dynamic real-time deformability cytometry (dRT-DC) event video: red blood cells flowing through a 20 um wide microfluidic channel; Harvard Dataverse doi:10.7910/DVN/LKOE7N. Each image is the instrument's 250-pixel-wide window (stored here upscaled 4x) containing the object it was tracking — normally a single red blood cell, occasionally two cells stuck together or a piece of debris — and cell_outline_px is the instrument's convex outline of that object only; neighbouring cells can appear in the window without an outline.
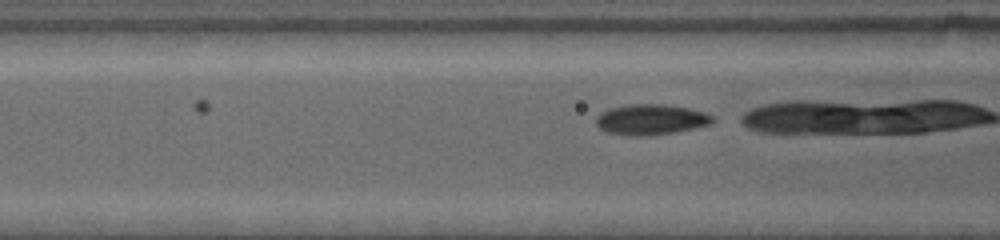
{"species": "common noctule bat (a hibernating species)", "species_latin": "Nyctalus noctula", "temperature_condition": "warm", "stored_images_in_passage": 32, "camera_frame_rate_fps": 4500, "um_per_image_px": 0.085, "animal": {"sex": "female", "body_mass_g": 19.0, "forearm_length_mm": 53.3}, "frame": {"image": 1, "passage_image": 5, "time_ms": 0.889, "image_size_px": [1000, 240], "cell_outline_px": [[716, 120], [712, 124], [676, 132], [652, 136], [628, 136], [604, 132], [596, 124], [596, 116], [600, 112], [608, 108], [632, 104], [660, 104], [688, 108], [704, 112], [712, 116]], "centroid_in_image_um": [55.3, 10.18], "position_along_channel_um": 111.3, "area_um2": 21.04}}